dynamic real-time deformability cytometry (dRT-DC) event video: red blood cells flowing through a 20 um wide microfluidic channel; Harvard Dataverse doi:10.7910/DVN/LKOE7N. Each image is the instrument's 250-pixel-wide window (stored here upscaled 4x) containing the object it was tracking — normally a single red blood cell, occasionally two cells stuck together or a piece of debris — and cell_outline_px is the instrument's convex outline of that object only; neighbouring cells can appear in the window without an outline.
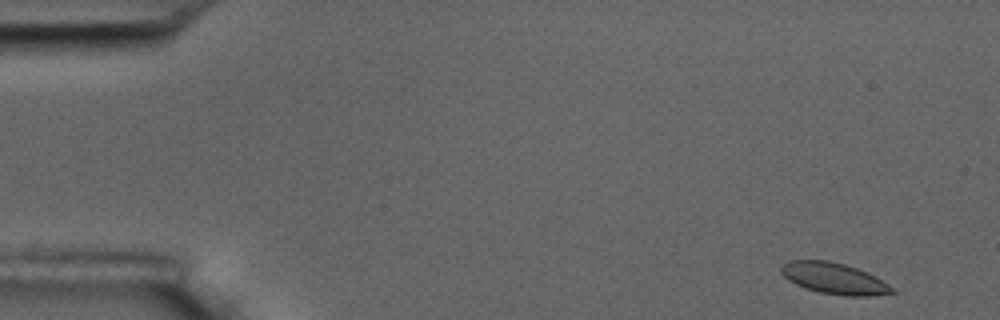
{"species": "common noctule bat (a hibernating species)", "species_latin": "Nyctalus noctula", "temperature_condition": "room temperature", "stored_images_in_passage": 6, "camera_frame_rate_fps": 3000, "um_per_image_px": 0.085, "animal": {"sex": "male", "body_mass_g": 17.5, "forearm_length_mm": 52.3}, "frame": {"image": 1, "passage_image": 1, "time_ms": 0.0, "image_size_px": [1000, 320], "cell_outline_px": [[896, 292], [872, 296], [844, 296], [820, 292], [804, 288], [788, 280], [780, 272], [780, 268], [788, 260], [828, 260], [844, 264], [856, 268], [876, 276], [888, 284]], "centroid_in_image_um": [70.88, 23.66], "position_along_channel_um": 14.1, "area_um2": 20.17}}
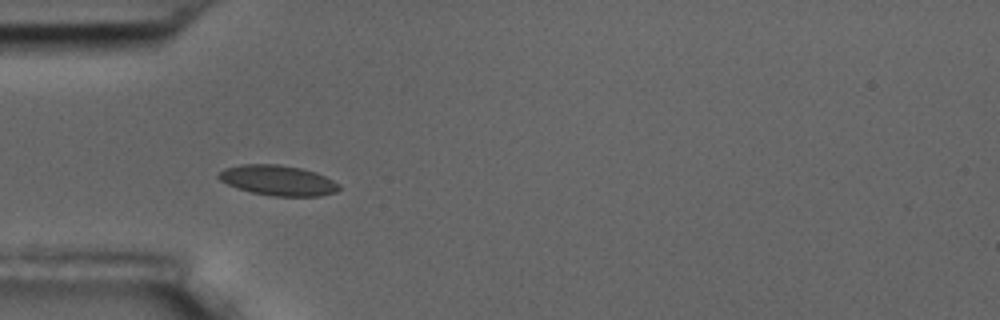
{"frame": {"image": 2, "passage_image": 5, "time_ms": 4.667, "image_size_px": [1000, 320], "cell_outline_px": [[340, 188], [336, 192], [320, 196], [272, 196], [252, 192], [236, 188], [220, 180], [216, 176], [224, 168], [240, 164], [276, 164], [300, 168], [316, 172], [340, 184]], "centroid_in_image_um": [23.61, 15.33], "position_along_channel_um": 61.4, "area_um2": 21.21}}